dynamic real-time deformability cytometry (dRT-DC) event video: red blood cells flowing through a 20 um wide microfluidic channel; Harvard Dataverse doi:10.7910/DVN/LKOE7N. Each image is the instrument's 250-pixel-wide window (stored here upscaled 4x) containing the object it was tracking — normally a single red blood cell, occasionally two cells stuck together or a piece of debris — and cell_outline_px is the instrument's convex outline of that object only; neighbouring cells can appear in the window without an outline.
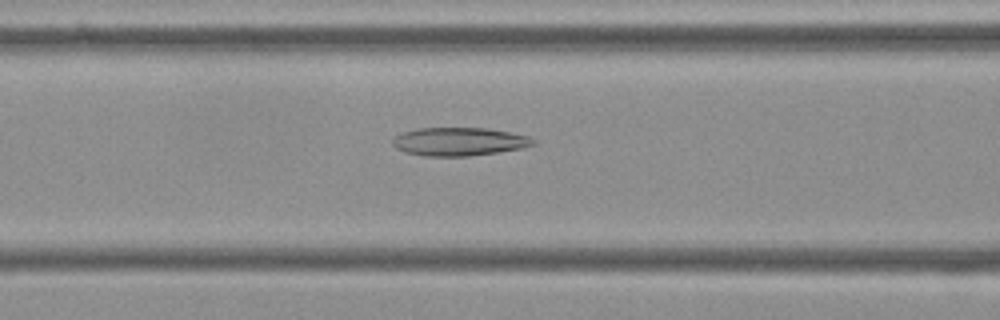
{"species": "Egyptian fruit bat (a non-hibernating species)", "species_latin": "Rousettus aegyptiacus", "temperature_condition": "cold", "stored_images_in_passage": 55, "camera_frame_rate_fps": 3000, "um_per_image_px": 0.085, "frame": {"image": 1, "passage_image": 22, "time_ms": 7.0, "image_size_px": [1000, 320], "cell_outline_px": [[536, 144], [520, 148], [496, 152], [468, 156], [424, 156], [404, 152], [396, 148], [392, 144], [392, 140], [396, 136], [404, 132], [420, 128], [488, 128], [528, 136], [536, 140]], "centroid_in_image_um": [39.01, 12.04], "position_along_channel_um": 127.6, "area_um2": 23.0}}
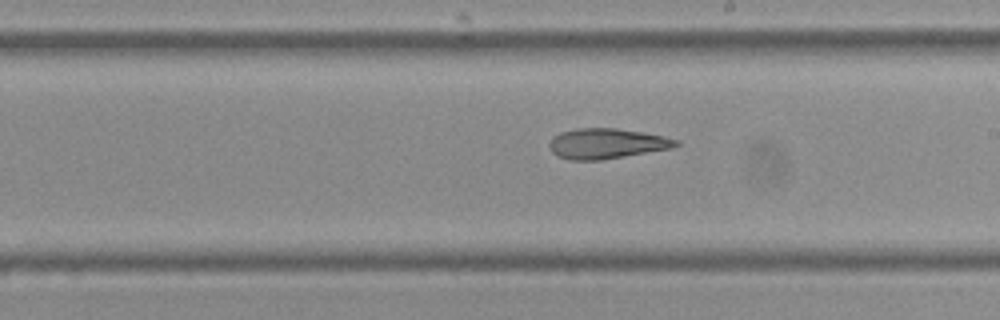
{"frame": {"image": 2, "passage_image": 31, "time_ms": 10.0, "image_size_px": [1000, 320], "cell_outline_px": [[680, 144], [672, 148], [600, 160], [568, 160], [552, 152], [548, 144], [552, 136], [560, 132], [576, 128], [616, 128], [664, 136], [680, 140]], "centroid_in_image_um": [51.55, 12.19], "position_along_channel_um": 237.5, "area_um2": 22.31}}
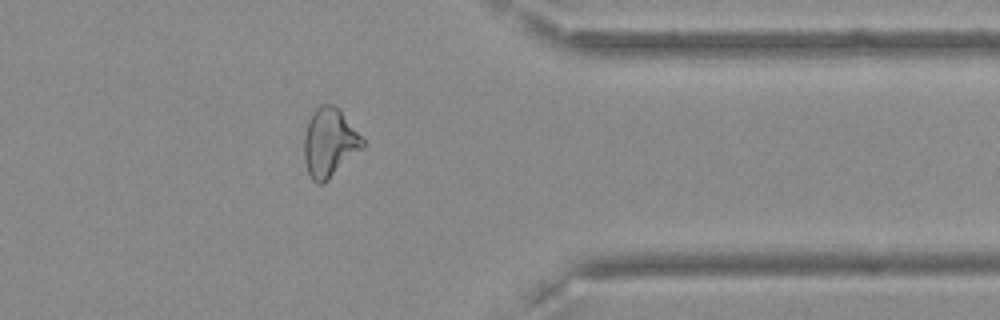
{"frame": {"image": 3, "passage_image": 44, "time_ms": 14.333, "image_size_px": [1000, 320], "cell_outline_px": [[368, 144], [364, 148], [324, 184], [316, 184], [312, 180], [308, 172], [304, 160], [304, 136], [308, 120], [312, 112], [320, 104], [332, 104], [340, 108]], "centroid_in_image_um": [28.04, 12.12], "position_along_channel_um": 383.4, "area_um2": 24.04}, "authors_computed_cell_mechanics": {"area_um2": 25.2008, "velocity_mm_per_s": 3.6615, "shape_relaxation_time_tau1_ms": null, "shape_relaxation_time_tau2_ms": 4.7909, "deformation_change_tau1": null, "deformation_change_tau2": 0.1472}}